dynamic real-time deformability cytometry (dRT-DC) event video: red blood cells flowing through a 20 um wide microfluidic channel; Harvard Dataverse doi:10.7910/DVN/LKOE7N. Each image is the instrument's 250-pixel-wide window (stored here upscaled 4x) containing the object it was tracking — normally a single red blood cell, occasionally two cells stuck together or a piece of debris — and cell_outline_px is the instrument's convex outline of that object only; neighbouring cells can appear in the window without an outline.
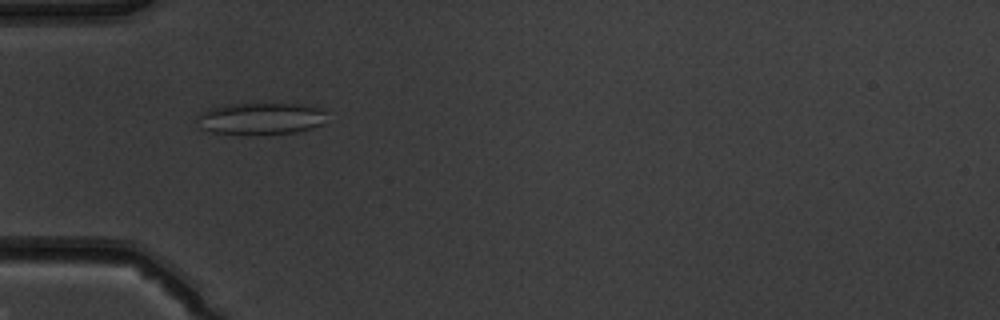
{"species": "common noctule bat (a hibernating species)", "species_latin": "Nyctalus noctula", "temperature_condition": "warm", "stored_images_in_passage": 52, "camera_frame_rate_fps": 3000, "um_per_image_px": 0.085, "animal": {"sex": "male", "body_mass_g": 19.5, "forearm_length_mm": 54.6}, "frame": {"image": 1, "passage_image": 17, "time_ms": 5.333, "image_size_px": [1000, 320], "cell_outline_px": [[324, 124], [312, 128], [296, 132], [212, 132], [200, 128], [196, 120], [196, 116], [200, 112], [224, 104], [304, 104], [324, 108]], "centroid_in_image_um": [22.17, 10.03], "position_along_channel_um": 62.8, "area_um2": 23.47}}
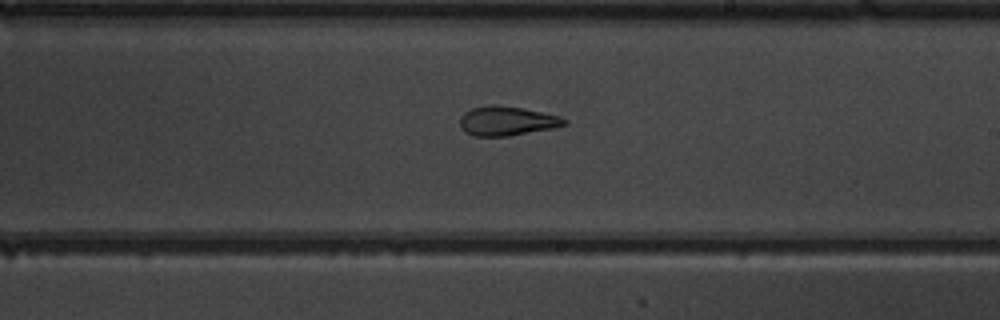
{"frame": {"image": 2, "passage_image": 31, "time_ms": 10.0, "image_size_px": [1000, 320], "cell_outline_px": [[568, 124], [552, 128], [508, 136], [472, 136], [464, 132], [460, 128], [460, 116], [464, 112], [472, 108], [488, 104], [492, 104], [524, 108], [560, 116], [568, 120]], "centroid_in_image_um": [43.06, 10.27], "position_along_channel_um": 245.9, "area_um2": 18.03}}
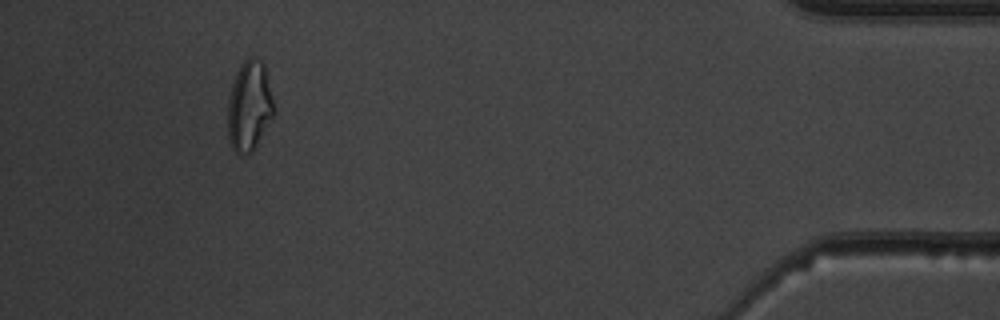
{"frame": {"image": 3, "passage_image": 48, "time_ms": 15.667, "image_size_px": [1000, 320], "cell_outline_px": [[272, 116], [252, 152], [236, 152], [232, 148], [228, 140], [228, 100], [232, 84], [236, 72], [244, 60], [248, 56], [252, 56], [264, 60], [272, 100]], "centroid_in_image_um": [21.16, 8.94], "position_along_channel_um": 414.0, "area_um2": 23.76}, "authors_computed_cell_mechanics": {"area_um2": 22.7154, "velocity_mm_per_s": 3.989, "shape_relaxation_time_tau1_ms": 8.0322, "shape_relaxation_time_tau2_ms": 1.6046, "deformation_change_tau1": 0.2082, "deformation_change_tau2": 0.1032}}